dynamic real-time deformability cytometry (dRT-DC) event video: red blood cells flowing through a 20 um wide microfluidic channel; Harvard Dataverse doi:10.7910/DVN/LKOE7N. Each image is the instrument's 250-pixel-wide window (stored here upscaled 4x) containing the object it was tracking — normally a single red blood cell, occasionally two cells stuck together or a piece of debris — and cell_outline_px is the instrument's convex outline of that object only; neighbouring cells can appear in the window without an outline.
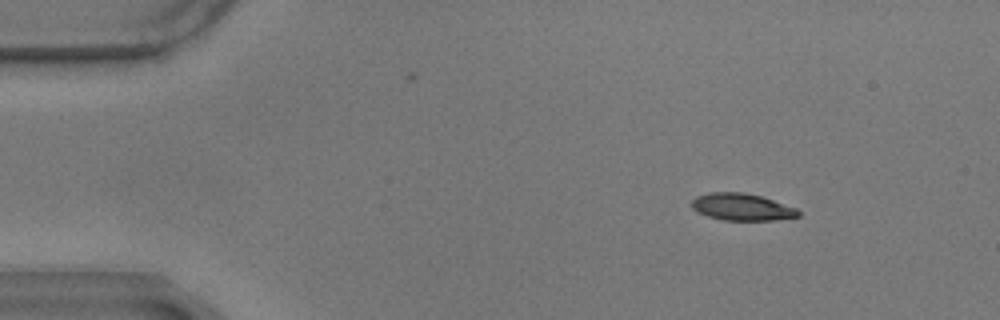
{"species": "common noctule bat (a hibernating species)", "species_latin": "Nyctalus noctula", "temperature_condition": "warm", "stored_images_in_passage": 51, "camera_frame_rate_fps": 3000, "um_per_image_px": 0.085, "animal": {"sex": "male", "body_mass_g": 17.9}, "frame": {"image": 1, "passage_image": 1, "time_ms": 0.0, "image_size_px": [1000, 320], "cell_outline_px": [[800, 216], [772, 220], [724, 220], [708, 216], [696, 212], [692, 208], [692, 200], [696, 196], [708, 192], [744, 192], [760, 196], [796, 208], [800, 212]], "centroid_in_image_um": [63.02, 17.59], "position_along_channel_um": 22.0, "area_um2": 16.7}}
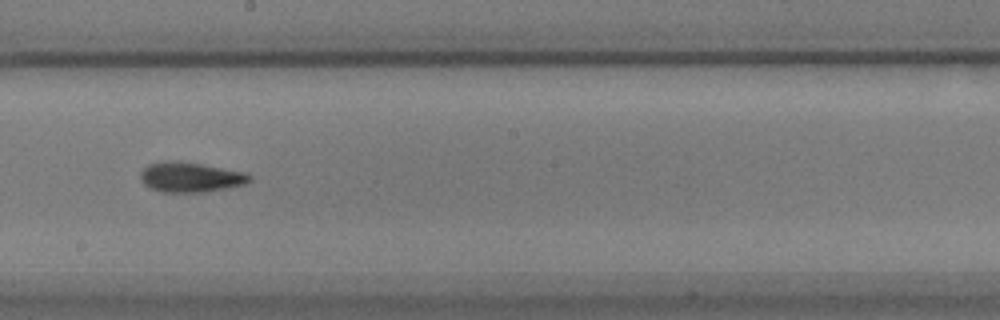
{"frame": {"image": 2, "passage_image": 26, "time_ms": 8.333, "image_size_px": [1000, 320], "cell_outline_px": [[252, 180], [244, 184], [204, 192], [164, 192], [152, 188], [144, 184], [140, 180], [140, 172], [148, 164], [164, 160], [180, 160], [248, 172], [252, 176]], "centroid_in_image_um": [16.2, 15.03], "position_along_channel_um": 232.0, "area_um2": 19.31}}
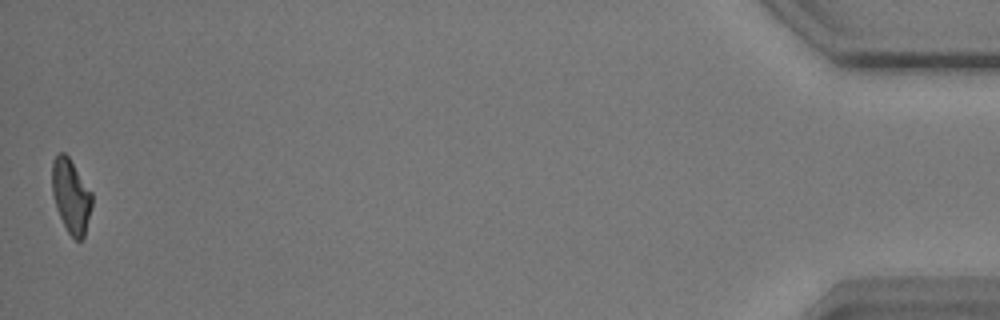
{"frame": {"image": 3, "passage_image": 51, "time_ms": 16.667, "image_size_px": [1000, 320], "cell_outline_px": [[92, 204], [84, 236], [80, 240], [76, 240], [68, 232], [56, 208], [52, 192], [52, 160], [56, 152], [64, 152], [68, 156], [92, 192]], "centroid_in_image_um": [6.02, 16.61], "position_along_channel_um": 429.2, "area_um2": 17.11}, "authors_computed_cell_mechanics": {"area_um2": 17.8024, "velocity_mm_per_s": 3.4738, "shape_relaxation_time_tau1_ms": 4.9064, "shape_relaxation_time_tau2_ms": 3.949, "deformation_change_tau1": 0.1678, "deformation_change_tau2": 0.1098}}